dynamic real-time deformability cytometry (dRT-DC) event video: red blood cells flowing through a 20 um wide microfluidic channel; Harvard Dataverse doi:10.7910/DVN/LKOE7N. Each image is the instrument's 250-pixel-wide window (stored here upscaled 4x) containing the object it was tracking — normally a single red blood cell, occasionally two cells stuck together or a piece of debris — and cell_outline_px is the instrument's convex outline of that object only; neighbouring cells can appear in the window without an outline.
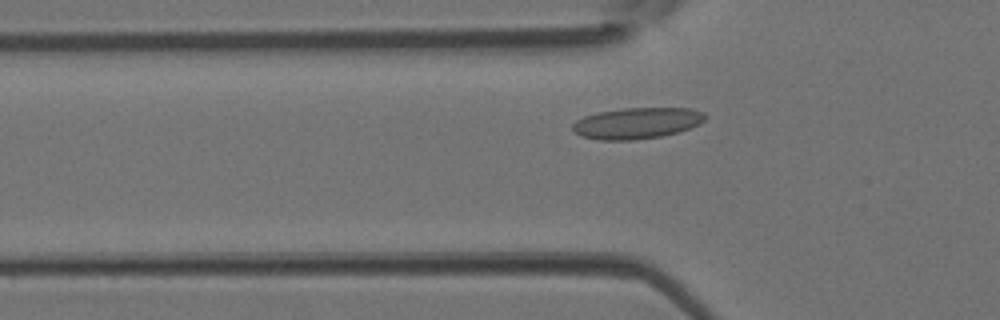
{"species": "Egyptian fruit bat (a non-hibernating species)", "species_latin": "Rousettus aegyptiacus", "temperature_condition": "room temperature", "stored_images_in_passage": 32, "camera_frame_rate_fps": 3000, "um_per_image_px": 0.085, "animal": {"sex": "female"}, "frame": {"image": 1, "passage_image": 2, "time_ms": 0.333, "image_size_px": [1000, 320], "cell_outline_px": [[708, 116], [700, 124], [680, 132], [660, 136], [632, 140], [600, 140], [584, 136], [576, 132], [572, 128], [572, 124], [576, 120], [584, 116], [596, 112], [624, 108], [692, 108], [704, 112]], "centroid_in_image_um": [54.18, 10.45], "position_along_channel_um": 71.6, "area_um2": 24.16}}
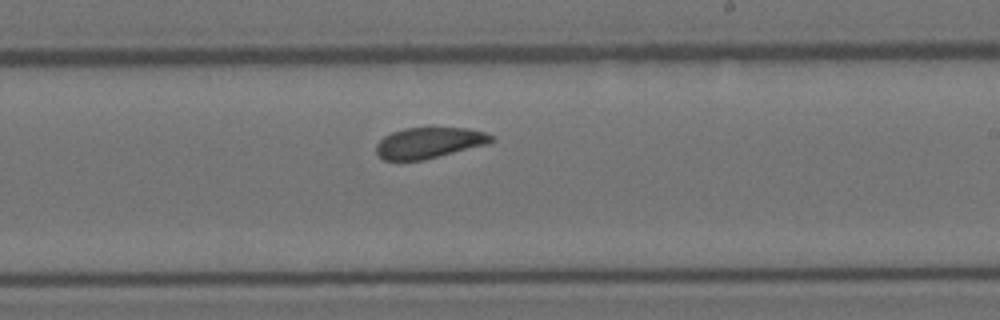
{"frame": {"image": 2, "passage_image": 14, "time_ms": 4.333, "image_size_px": [1000, 320], "cell_outline_px": [[496, 140], [488, 144], [424, 160], [384, 160], [376, 152], [376, 144], [384, 136], [392, 132], [404, 128], [468, 128], [484, 132], [496, 136]], "centroid_in_image_um": [36.51, 12.13], "position_along_channel_um": 252.5, "area_um2": 20.81}}
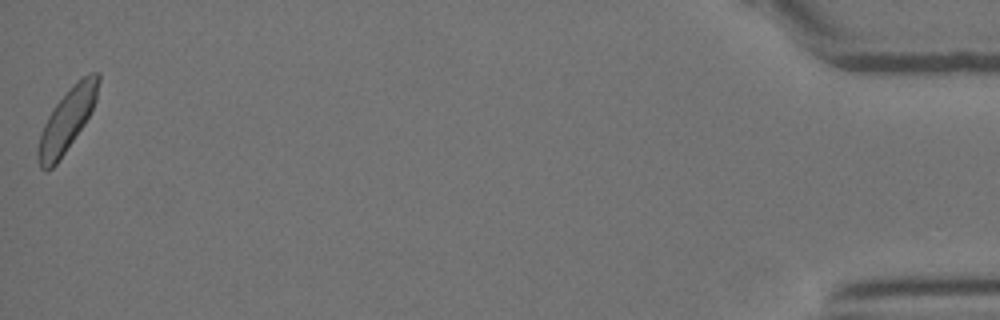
{"frame": {"image": 3, "passage_image": 32, "time_ms": 10.333, "image_size_px": [1000, 320], "cell_outline_px": [[100, 80], [96, 100], [84, 124], [56, 164], [52, 168], [44, 172], [40, 168], [36, 156], [36, 148], [40, 132], [52, 108], [72, 84], [76, 80], [88, 72], [100, 72]], "centroid_in_image_um": [5.67, 10.19], "position_along_channel_um": 429.5, "area_um2": 22.14}}